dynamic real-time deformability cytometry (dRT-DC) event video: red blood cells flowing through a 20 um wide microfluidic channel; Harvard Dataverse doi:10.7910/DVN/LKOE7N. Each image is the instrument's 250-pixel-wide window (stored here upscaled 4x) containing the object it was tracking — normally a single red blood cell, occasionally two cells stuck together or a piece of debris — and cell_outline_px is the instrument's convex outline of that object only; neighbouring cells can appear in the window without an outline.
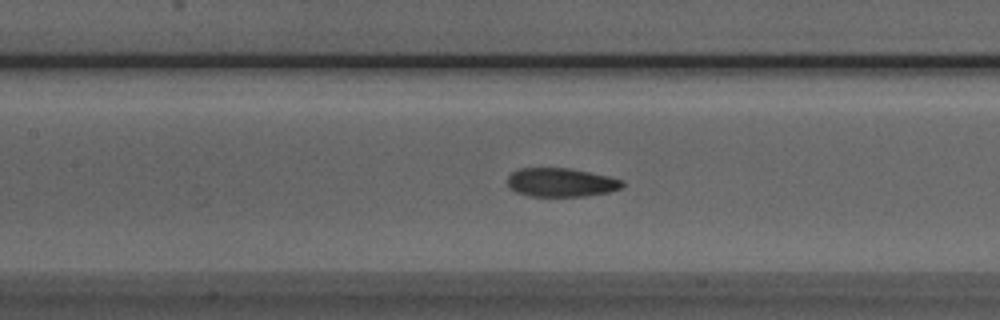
{"species": "Egyptian fruit bat (a non-hibernating species)", "species_latin": "Rousettus aegyptiacus", "temperature_condition": "room temperature", "stored_images_in_passage": 51, "camera_frame_rate_fps": 3000, "um_per_image_px": 0.085, "animal": {"sex": "male"}, "frame": {"image": 1, "passage_image": 22, "time_ms": 7.0, "image_size_px": [1000, 320], "cell_outline_px": [[624, 184], [620, 188], [608, 192], [584, 196], [532, 196], [516, 192], [508, 188], [508, 176], [512, 172], [520, 168], [568, 168], [608, 176], [624, 180]], "centroid_in_image_um": [47.67, 15.5], "position_along_channel_um": 159.7, "area_um2": 19.13}}
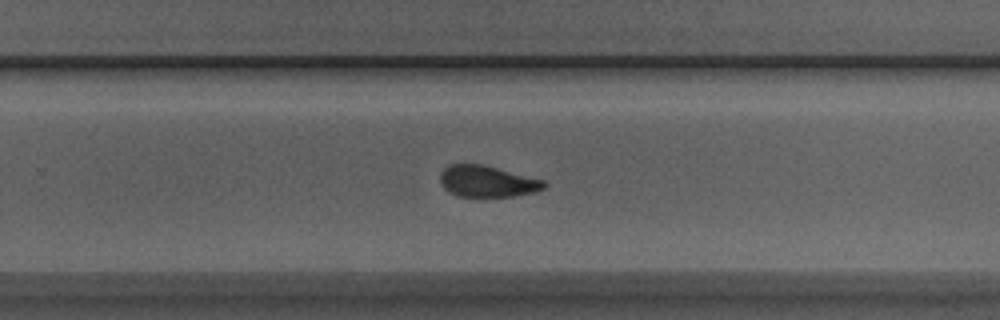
{"frame": {"image": 2, "passage_image": 32, "time_ms": 10.333, "image_size_px": [1000, 320], "cell_outline_px": [[548, 184], [544, 188], [536, 192], [512, 196], [456, 196], [448, 192], [440, 184], [440, 172], [448, 164], [480, 164], [544, 180]], "centroid_in_image_um": [41.38, 15.42], "position_along_channel_um": 288.4, "area_um2": 18.96}}
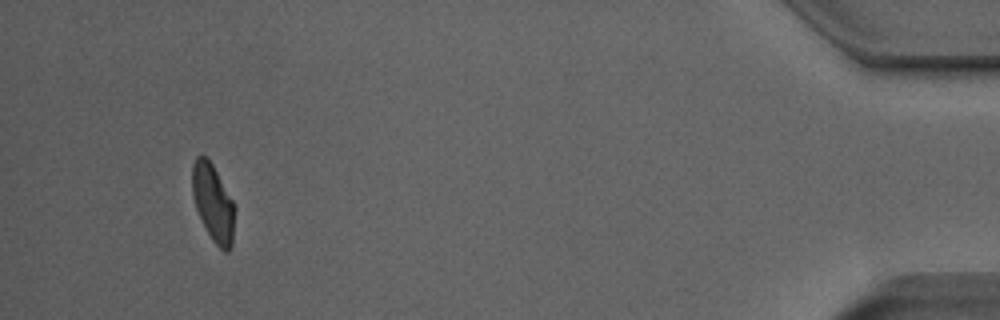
{"frame": {"image": 3, "passage_image": 48, "time_ms": 15.667, "image_size_px": [1000, 320], "cell_outline_px": [[232, 244], [228, 252], [224, 252], [212, 240], [196, 208], [192, 196], [192, 164], [196, 156], [204, 156], [212, 164], [232, 200]], "centroid_in_image_um": [18.06, 17.22], "position_along_channel_um": 417.1, "area_um2": 18.32}, "authors_computed_cell_mechanics": {"area_um2": 19.5942, "velocity_mm_per_s": 3.8738, "shape_relaxation_time_tau1_ms": 4.7747, "shape_relaxation_time_tau2_ms": 2.1359, "deformation_change_tau1": 0.1459, "deformation_change_tau2": 0.0693}}